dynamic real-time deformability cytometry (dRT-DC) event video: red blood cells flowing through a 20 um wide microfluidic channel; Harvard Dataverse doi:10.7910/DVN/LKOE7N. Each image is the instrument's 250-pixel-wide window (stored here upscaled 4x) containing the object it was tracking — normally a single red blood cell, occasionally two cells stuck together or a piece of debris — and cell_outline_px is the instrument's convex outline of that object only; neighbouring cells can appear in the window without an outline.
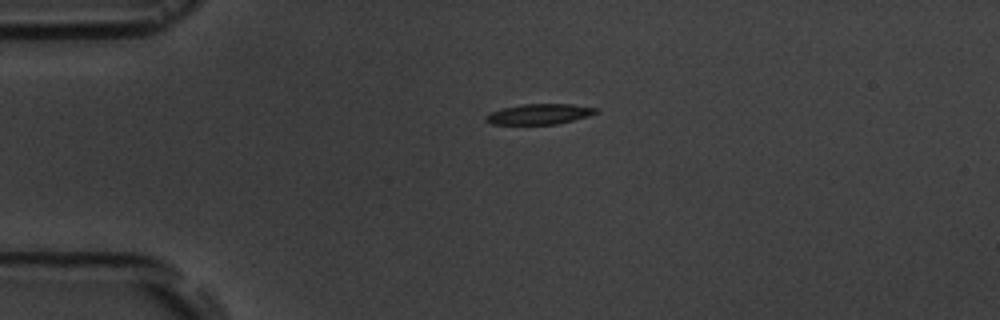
{"species": "common noctule bat (a hibernating species)", "species_latin": "Nyctalus noctula", "temperature_condition": "room temperature", "stored_images_in_passage": 2, "camera_frame_rate_fps": 3000, "um_per_image_px": 0.085, "animal": {"sex": "male", "body_mass_g": 19.5, "forearm_length_mm": 54.6}, "frame": {"image": 1, "passage_image": 1, "time_ms": 0.0, "image_size_px": [1000, 320], "cell_outline_px": [[596, 112], [588, 116], [556, 124], [492, 124], [484, 120], [484, 116], [492, 112], [504, 108], [520, 104], [572, 104], [596, 108]], "centroid_in_image_um": [45.8, 9.7], "position_along_channel_um": 39.2, "area_um2": 12.89}}